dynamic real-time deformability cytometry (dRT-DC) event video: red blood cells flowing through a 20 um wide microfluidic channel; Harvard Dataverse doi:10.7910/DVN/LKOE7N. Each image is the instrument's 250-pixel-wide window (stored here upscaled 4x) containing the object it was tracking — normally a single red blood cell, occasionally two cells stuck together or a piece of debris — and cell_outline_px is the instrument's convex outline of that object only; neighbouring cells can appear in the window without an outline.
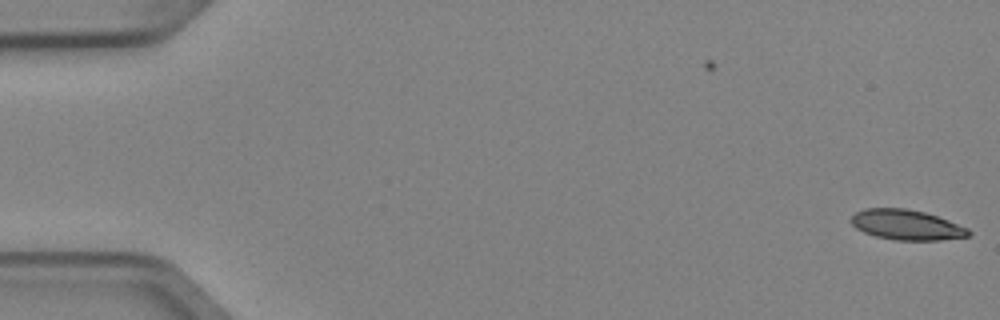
{"species": "Egyptian fruit bat (a non-hibernating species)", "species_latin": "Rousettus aegyptiacus", "temperature_condition": "cold", "stored_images_in_passage": 5, "camera_frame_rate_fps": 3000, "um_per_image_px": 0.085, "animal": {"sex": "female"}, "frame": {"image": 1, "passage_image": 1, "time_ms": 0.0, "image_size_px": [1000, 320], "cell_outline_px": [[972, 236], [940, 240], [896, 240], [876, 236], [864, 232], [856, 228], [852, 224], [852, 216], [856, 212], [864, 208], [908, 208], [924, 212], [948, 220], [968, 228], [972, 232]], "centroid_in_image_um": [77.09, 19.11], "position_along_channel_um": 7.9, "area_um2": 20.63}}
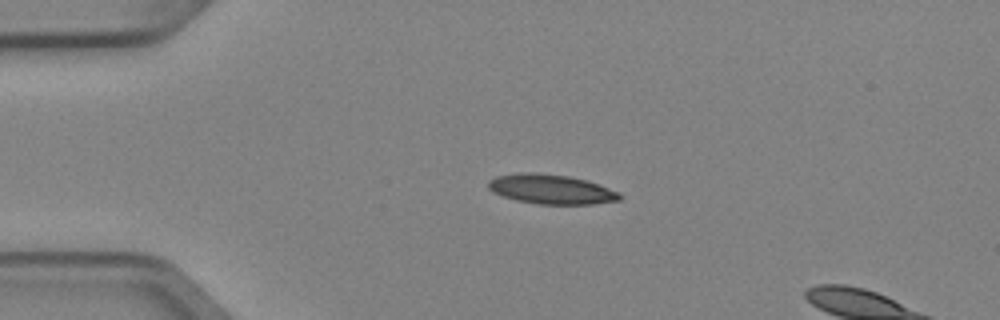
{"frame": {"image": 2, "passage_image": 4, "time_ms": 1.0, "image_size_px": [1000, 320], "cell_outline_px": [[620, 200], [592, 204], [540, 204], [516, 200], [492, 192], [488, 188], [488, 180], [496, 176], [520, 172], [536, 172], [568, 176], [588, 180], [620, 192]], "centroid_in_image_um": [46.84, 16.07], "position_along_channel_um": 38.2, "area_um2": 22.72}}